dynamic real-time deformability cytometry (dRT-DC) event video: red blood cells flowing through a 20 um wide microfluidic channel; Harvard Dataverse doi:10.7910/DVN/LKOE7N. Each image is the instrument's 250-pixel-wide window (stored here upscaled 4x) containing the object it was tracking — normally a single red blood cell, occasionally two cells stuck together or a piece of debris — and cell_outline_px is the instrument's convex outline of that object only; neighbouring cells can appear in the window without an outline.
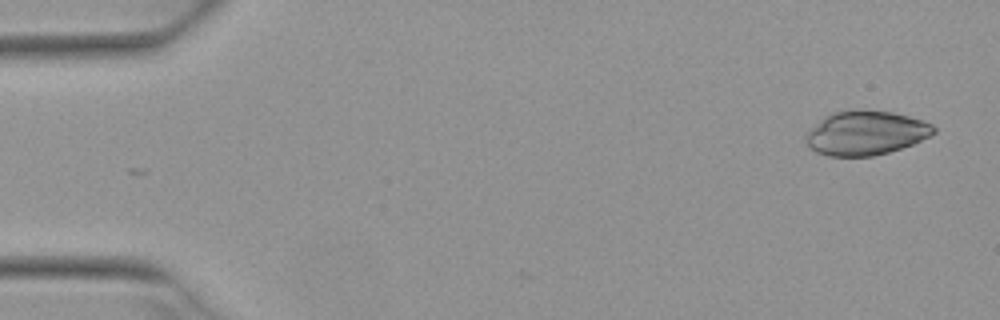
{"species": "Egyptian fruit bat (a non-hibernating species)", "species_latin": "Rousettus aegyptiacus", "temperature_condition": "warm", "stored_images_in_passage": 5, "camera_frame_rate_fps": 3000, "um_per_image_px": 0.085, "animal": {"sex": "female"}, "frame": {"image": 1, "passage_image": 1, "time_ms": 0.0, "image_size_px": [1000, 320], "cell_outline_px": [[936, 132], [912, 144], [888, 152], [872, 156], [828, 156], [816, 152], [804, 140], [804, 136], [824, 116], [832, 112], [852, 108], [892, 112], [908, 116], [932, 124], [936, 128]], "centroid_in_image_um": [73.56, 11.28], "position_along_channel_um": 11.4, "area_um2": 32.89}}
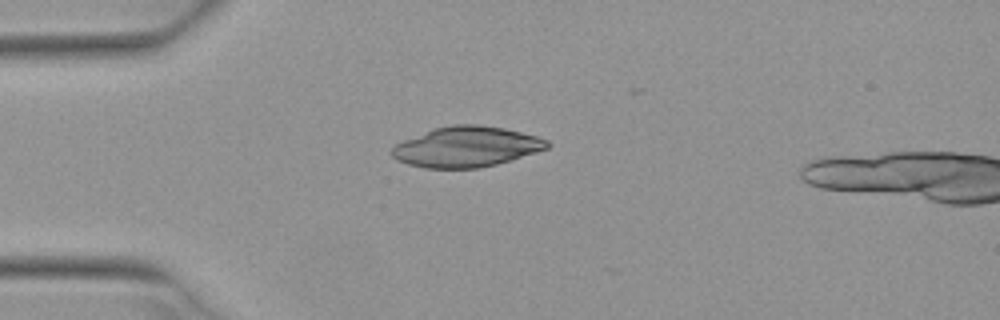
{"frame": {"image": 2, "passage_image": 4, "time_ms": 1.0, "image_size_px": [1000, 320], "cell_outline_px": [[552, 144], [548, 148], [536, 152], [496, 164], [480, 168], [424, 168], [408, 164], [396, 160], [388, 152], [396, 144], [404, 140], [436, 128], [452, 124], [480, 124], [504, 128], [536, 136], [548, 140]], "centroid_in_image_um": [39.64, 12.48], "position_along_channel_um": 45.4, "area_um2": 36.47}}